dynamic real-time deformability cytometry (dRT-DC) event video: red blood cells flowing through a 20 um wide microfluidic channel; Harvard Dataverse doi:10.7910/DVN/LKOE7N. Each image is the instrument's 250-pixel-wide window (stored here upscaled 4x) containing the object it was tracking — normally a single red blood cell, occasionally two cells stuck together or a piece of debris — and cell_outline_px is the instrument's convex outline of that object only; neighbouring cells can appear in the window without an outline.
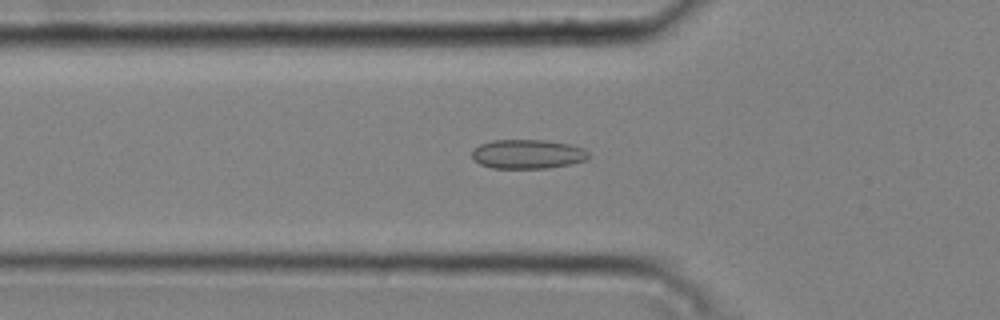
{"species": "common noctule bat (a hibernating species)", "species_latin": "Nyctalus noctula", "temperature_condition": "cold", "stored_images_in_passage": 50, "camera_frame_rate_fps": 3000, "um_per_image_px": 0.085, "animal": {"sex": "male", "body_mass_g": 20.4}, "frame": {"image": 1, "passage_image": 17, "time_ms": 5.333, "image_size_px": [1000, 320], "cell_outline_px": [[592, 156], [588, 160], [572, 164], [548, 168], [492, 168], [480, 164], [472, 156], [472, 152], [480, 144], [492, 140], [544, 140], [568, 144], [584, 148]], "centroid_in_image_um": [44.91, 13.1], "position_along_channel_um": 80.9, "area_um2": 19.94}}
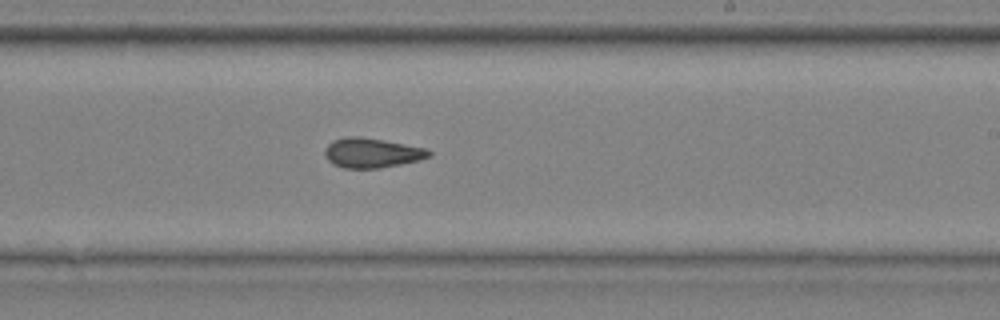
{"frame": {"image": 2, "passage_image": 31, "time_ms": 10.0, "image_size_px": [1000, 320], "cell_outline_px": [[432, 156], [420, 160], [380, 168], [344, 168], [332, 164], [328, 160], [324, 152], [324, 148], [332, 140], [344, 136], [360, 136], [384, 140], [428, 148], [432, 152]], "centroid_in_image_um": [31.61, 12.98], "position_along_channel_um": 257.4, "area_um2": 18.32}}
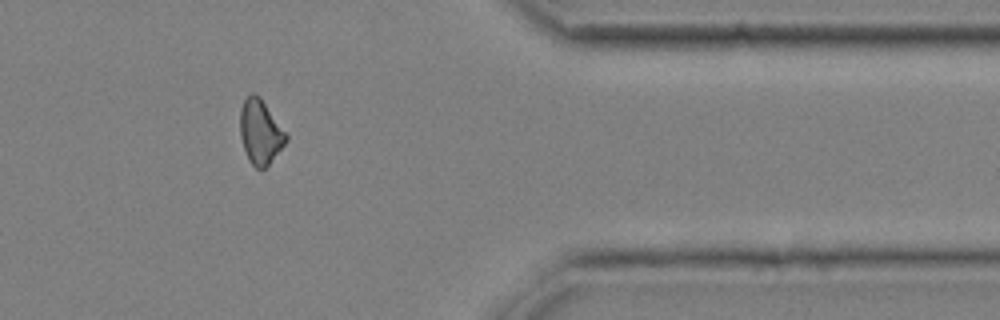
{"frame": {"image": 3, "passage_image": 43, "time_ms": 14.0, "image_size_px": [1000, 320], "cell_outline_px": [[288, 140], [268, 164], [264, 168], [256, 168], [248, 160], [240, 136], [240, 108], [244, 100], [252, 92], [260, 96], [288, 136]], "centroid_in_image_um": [22.11, 11.19], "position_along_channel_um": 389.3, "area_um2": 17.05}, "authors_computed_cell_mechanics": {"area_um2": 18.1203, "velocity_mm_per_s": 3.7732, "shape_relaxation_time_tau1_ms": null, "shape_relaxation_time_tau2_ms": 3.366, "deformation_change_tau1": null, "deformation_change_tau2": 0.0767}}